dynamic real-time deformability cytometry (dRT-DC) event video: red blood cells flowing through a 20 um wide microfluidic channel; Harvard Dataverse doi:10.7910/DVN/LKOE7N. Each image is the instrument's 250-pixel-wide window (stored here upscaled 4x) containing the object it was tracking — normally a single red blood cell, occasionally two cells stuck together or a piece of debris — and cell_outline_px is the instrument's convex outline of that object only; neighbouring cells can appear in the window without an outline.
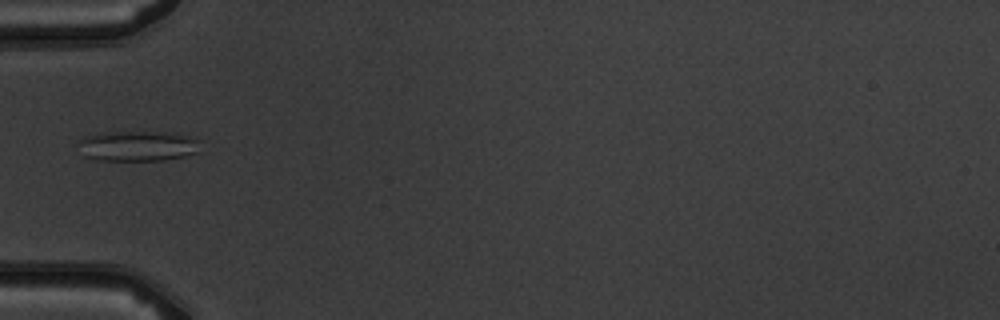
{"species": "common noctule bat (a hibernating species)", "species_latin": "Nyctalus noctula", "temperature_condition": "warm", "stored_images_in_passage": 7, "camera_frame_rate_fps": 3000, "um_per_image_px": 0.085, "animal": {"sex": "male", "body_mass_g": 19.5, "forearm_length_mm": 54.6}, "frame": {"image": 1, "passage_image": 6, "time_ms": 5.667, "image_size_px": [1000, 320], "cell_outline_px": [[200, 152], [184, 156], [164, 160], [100, 160], [84, 156], [76, 140], [88, 136], [104, 132], [180, 132], [200, 140]], "centroid_in_image_um": [11.77, 12.39], "position_along_channel_um": 73.2, "area_um2": 21.85}}
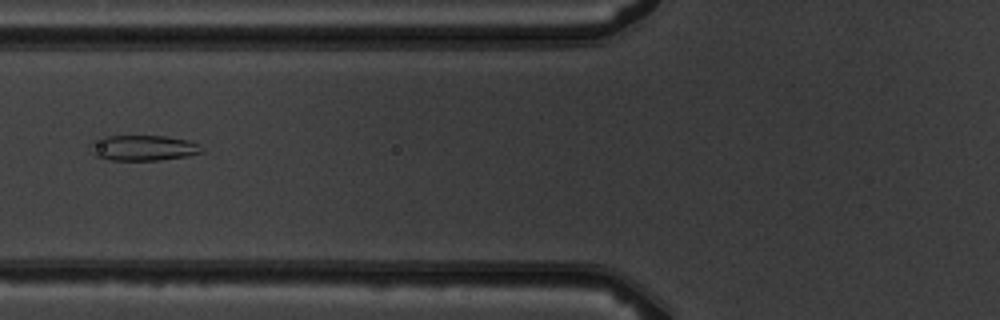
{"frame": {"image": 2, "passage_image": 7, "time_ms": 6.667, "image_size_px": [1000, 320], "cell_outline_px": [[204, 152], [188, 156], [160, 160], [112, 160], [96, 156], [88, 148], [88, 144], [96, 136], [164, 136], [188, 140], [200, 144]], "centroid_in_image_um": [12.12, 12.56], "position_along_channel_um": 113.7, "area_um2": 16.88}}